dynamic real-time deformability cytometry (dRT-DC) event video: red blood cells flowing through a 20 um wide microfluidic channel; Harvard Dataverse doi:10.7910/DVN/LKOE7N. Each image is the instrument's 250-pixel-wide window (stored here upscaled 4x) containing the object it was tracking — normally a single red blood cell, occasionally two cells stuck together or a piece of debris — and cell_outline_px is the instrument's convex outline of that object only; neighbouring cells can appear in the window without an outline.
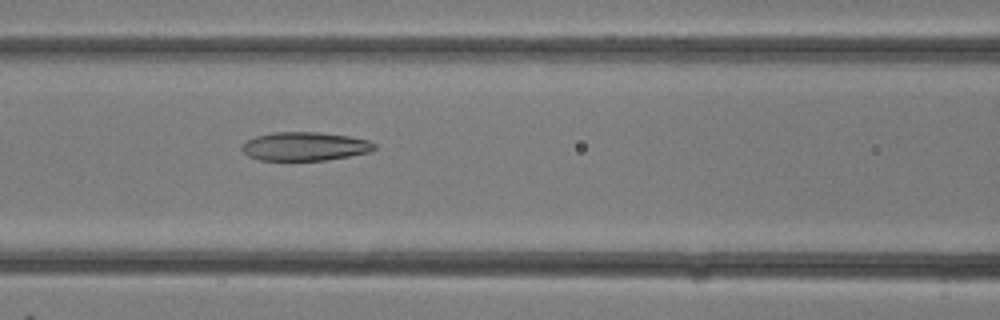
{"species": "common noctule bat (a hibernating species)", "species_latin": "Nyctalus noctula", "temperature_condition": "room temperature", "stored_images_in_passage": 13, "camera_frame_rate_fps": 3000, "um_per_image_px": 0.085, "animal": {"sex": "female"}, "frame": {"image": 1, "passage_image": 13, "time_ms": 4.0, "image_size_px": [1000, 320], "cell_outline_px": [[376, 148], [368, 152], [348, 156], [324, 160], [260, 160], [248, 156], [240, 148], [244, 140], [256, 136], [272, 132], [320, 132], [348, 136], [368, 140], [376, 144]], "centroid_in_image_um": [25.86, 12.43], "position_along_channel_um": 140.7, "area_um2": 22.14}}